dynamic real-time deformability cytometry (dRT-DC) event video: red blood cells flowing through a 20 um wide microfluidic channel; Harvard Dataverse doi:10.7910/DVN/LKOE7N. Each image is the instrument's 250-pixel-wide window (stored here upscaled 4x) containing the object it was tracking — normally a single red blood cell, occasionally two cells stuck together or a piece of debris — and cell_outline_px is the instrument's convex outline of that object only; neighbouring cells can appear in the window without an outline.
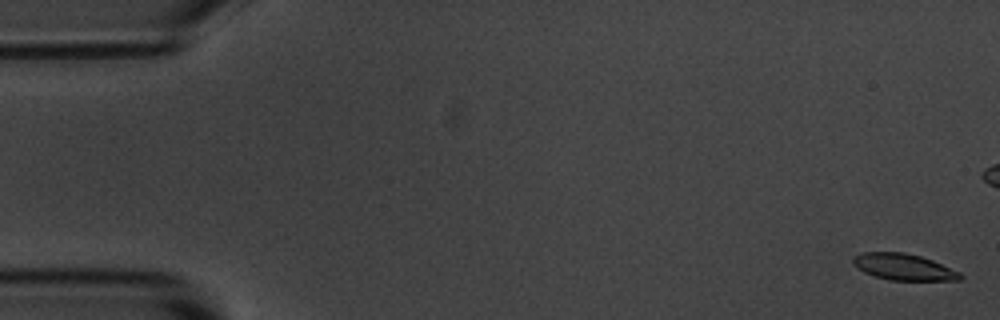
{"species": "common noctule bat (a hibernating species)", "species_latin": "Nyctalus noctula", "temperature_condition": "room temperature", "stored_images_in_passage": 6, "camera_frame_rate_fps": 3000, "um_per_image_px": 0.085, "animal": {"sex": "male", "body_mass_g": 20.1, "forearm_length_mm": 53.5}, "frame": {"image": 1, "passage_image": 1, "time_ms": 0.0, "image_size_px": [1000, 320], "cell_outline_px": [[964, 276], [960, 280], [892, 280], [876, 276], [864, 272], [852, 264], [852, 256], [864, 252], [904, 252], [920, 256], [932, 260], [960, 272]], "centroid_in_image_um": [76.8, 22.68], "position_along_channel_um": 8.2, "area_um2": 16.42}}